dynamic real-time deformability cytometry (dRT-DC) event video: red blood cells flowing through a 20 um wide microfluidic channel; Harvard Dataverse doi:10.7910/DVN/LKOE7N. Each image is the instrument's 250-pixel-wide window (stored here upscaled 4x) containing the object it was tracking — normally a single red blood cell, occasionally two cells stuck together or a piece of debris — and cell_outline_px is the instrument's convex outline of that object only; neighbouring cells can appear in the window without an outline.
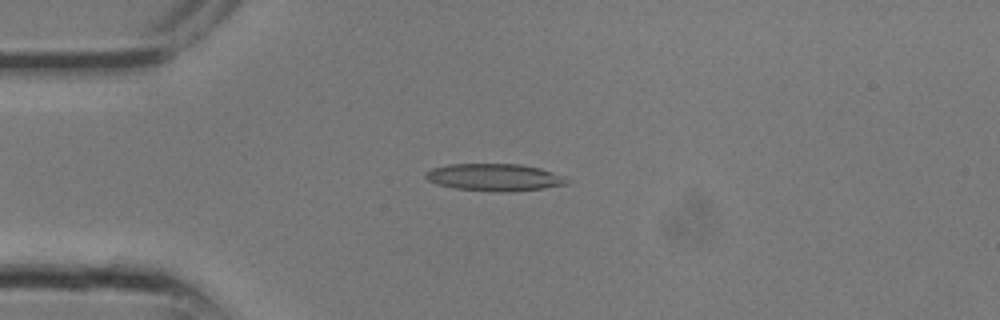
{"species": "common noctule bat (a hibernating species)", "species_latin": "Nyctalus noctula", "temperature_condition": "room temperature", "stored_images_in_passage": 5, "camera_frame_rate_fps": 3000, "um_per_image_px": 0.085, "animal": {"sex": "male", "body_mass_g": 13.3}, "frame": {"image": 1, "passage_image": 2, "time_ms": 0.333, "image_size_px": [1000, 320], "cell_outline_px": [[568, 184], [544, 188], [504, 192], [456, 188], [436, 184], [428, 180], [424, 176], [424, 172], [432, 168], [448, 164], [520, 164], [540, 168], [564, 176], [568, 180]], "centroid_in_image_um": [42.01, 15.06], "position_along_channel_um": 43.0, "area_um2": 22.31}}
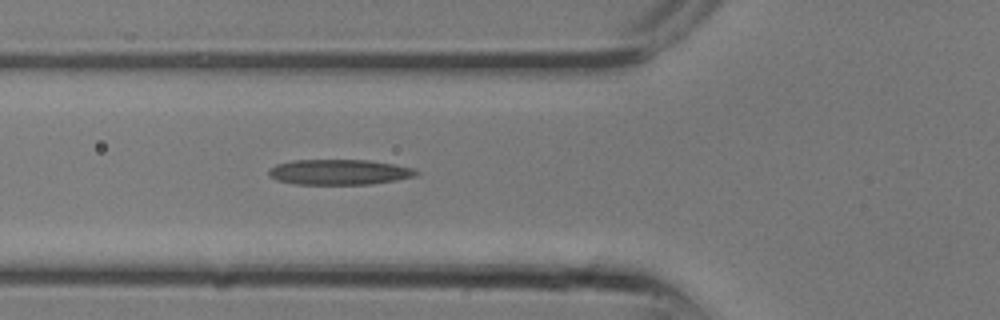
{"frame": {"image": 2, "passage_image": 5, "time_ms": 1.333, "image_size_px": [1000, 320], "cell_outline_px": [[420, 172], [416, 176], [396, 180], [372, 184], [296, 184], [276, 180], [268, 176], [268, 168], [276, 164], [292, 160], [368, 160], [396, 164], [416, 168]], "centroid_in_image_um": [28.85, 14.62], "position_along_channel_um": 97.0, "area_um2": 22.08}}